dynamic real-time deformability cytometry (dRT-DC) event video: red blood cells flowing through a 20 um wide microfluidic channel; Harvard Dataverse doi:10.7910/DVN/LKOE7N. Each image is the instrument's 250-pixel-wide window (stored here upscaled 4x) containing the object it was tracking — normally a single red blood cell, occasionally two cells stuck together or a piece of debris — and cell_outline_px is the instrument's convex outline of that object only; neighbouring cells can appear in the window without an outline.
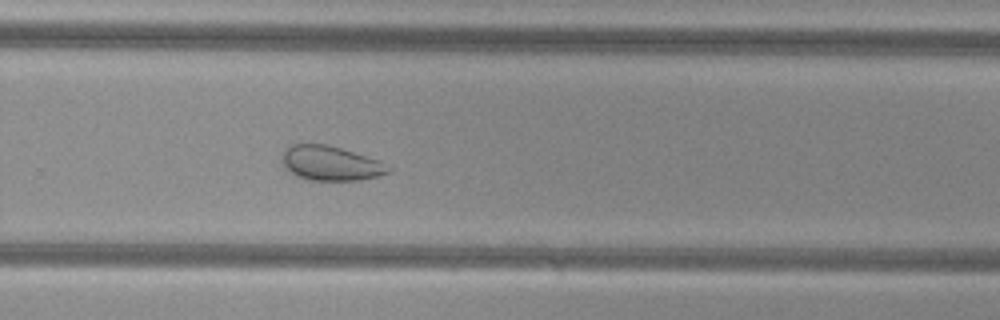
{"species": "common noctule bat (a hibernating species)", "species_latin": "Nyctalus noctula", "temperature_condition": "cold", "stored_images_in_passage": 42, "camera_frame_rate_fps": 3000, "um_per_image_px": 0.085, "animal": {"sex": "female", "body_mass_g": 29.2, "forearm_length_mm": 56.3}, "frame": {"image": 1, "passage_image": 24, "time_ms": 7.667, "image_size_px": [1000, 320], "cell_outline_px": [[392, 168], [388, 172], [376, 176], [360, 180], [312, 180], [296, 176], [280, 160], [280, 152], [292, 144], [324, 144], [340, 148], [380, 160]], "centroid_in_image_um": [28.08, 13.87], "position_along_channel_um": 301.7, "area_um2": 21.27}, "authors_computed_cell_mechanics": {"area_um2": 27.1371, "velocity_mm_per_s": 3.7981, "shape_relaxation_time_tau1_ms": null, "shape_relaxation_time_tau2_ms": 2.0865, "deformation_change_tau1": null, "deformation_change_tau2": 0.0761}}